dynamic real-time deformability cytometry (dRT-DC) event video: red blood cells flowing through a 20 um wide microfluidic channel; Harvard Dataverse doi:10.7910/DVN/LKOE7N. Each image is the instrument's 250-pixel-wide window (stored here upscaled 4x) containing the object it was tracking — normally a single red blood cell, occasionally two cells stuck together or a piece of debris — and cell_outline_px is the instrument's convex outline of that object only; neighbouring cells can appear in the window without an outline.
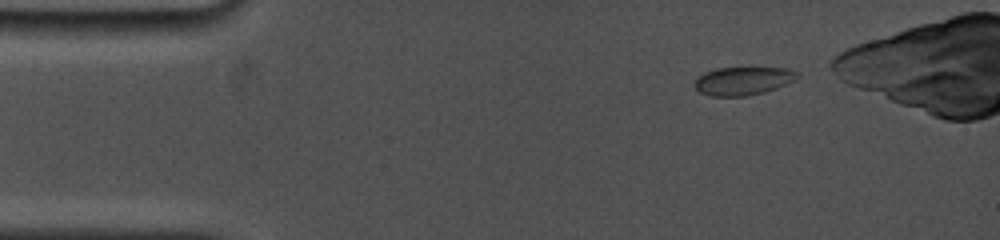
{"species": "common noctule bat (a hibernating species)", "species_latin": "Nyctalus noctula", "temperature_condition": "cold", "stored_images_in_passage": 7, "camera_frame_rate_fps": 5000, "um_per_image_px": 0.085, "animal": {"sex": "female", "body_mass_g": 19.0, "forearm_length_mm": 53.3}, "frame": {"image": 1, "passage_image": 1, "time_ms": 0.0, "image_size_px": [1000, 240], "cell_outline_px": [[800, 76], [796, 80], [776, 88], [764, 92], [744, 96], [712, 96], [700, 92], [692, 84], [704, 72], [716, 68], [788, 68], [796, 72]], "centroid_in_image_um": [63.16, 6.87], "position_along_channel_um": 21.8, "area_um2": 16.82}}
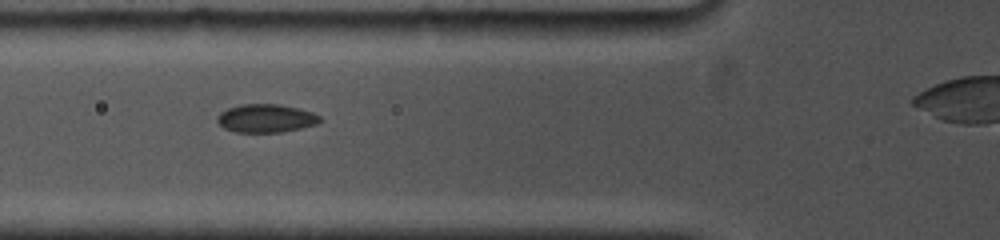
{"frame": {"image": 2, "passage_image": 6, "time_ms": 4.0, "image_size_px": [1000, 240], "cell_outline_px": [[320, 120], [316, 124], [300, 128], [280, 132], [236, 132], [224, 128], [216, 120], [216, 116], [220, 112], [228, 108], [240, 104], [280, 104], [300, 108], [312, 112], [320, 116]], "centroid_in_image_um": [22.58, 10.04], "position_along_channel_um": 103.2, "area_um2": 16.94}}
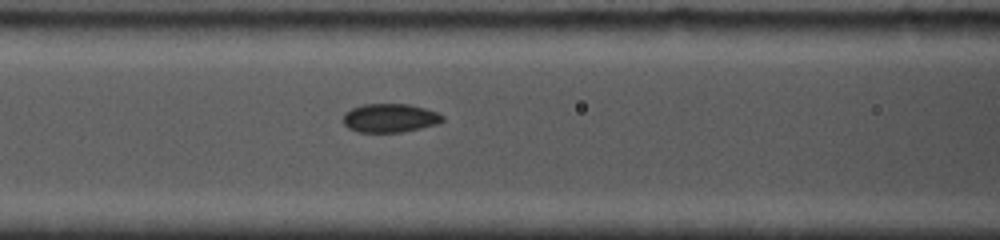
{"frame": {"image": 3, "passage_image": 7, "time_ms": 4.8, "image_size_px": [1000, 240], "cell_outline_px": [[444, 120], [436, 124], [420, 128], [400, 132], [356, 132], [348, 128], [344, 124], [344, 112], [352, 108], [364, 104], [408, 104], [424, 108], [436, 112], [444, 116]], "centroid_in_image_um": [33.12, 10.03], "position_along_channel_um": 133.5, "area_um2": 16.53}}